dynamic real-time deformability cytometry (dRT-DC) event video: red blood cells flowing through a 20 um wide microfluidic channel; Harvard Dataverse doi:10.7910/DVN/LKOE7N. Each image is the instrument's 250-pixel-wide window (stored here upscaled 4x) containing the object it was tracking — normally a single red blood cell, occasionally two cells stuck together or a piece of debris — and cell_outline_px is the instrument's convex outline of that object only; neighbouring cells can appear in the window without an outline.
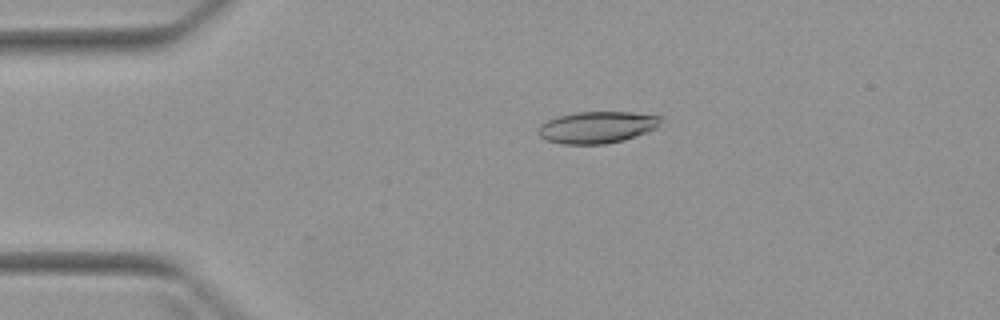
{"species": "Egyptian fruit bat (a non-hibernating species)", "species_latin": "Rousettus aegyptiacus", "temperature_condition": "warm", "stored_images_in_passage": 4, "camera_frame_rate_fps": 3000, "um_per_image_px": 0.085, "animal": {"sex": "female"}, "frame": {"image": 1, "passage_image": 3, "time_ms": 2.333, "image_size_px": [1000, 320], "cell_outline_px": [[660, 120], [656, 128], [648, 132], [624, 140], [604, 144], [564, 144], [544, 140], [540, 136], [540, 124], [548, 120], [560, 116], [576, 112], [632, 112], [660, 116]], "centroid_in_image_um": [50.75, 10.82], "position_along_channel_um": 34.2, "area_um2": 22.48}}